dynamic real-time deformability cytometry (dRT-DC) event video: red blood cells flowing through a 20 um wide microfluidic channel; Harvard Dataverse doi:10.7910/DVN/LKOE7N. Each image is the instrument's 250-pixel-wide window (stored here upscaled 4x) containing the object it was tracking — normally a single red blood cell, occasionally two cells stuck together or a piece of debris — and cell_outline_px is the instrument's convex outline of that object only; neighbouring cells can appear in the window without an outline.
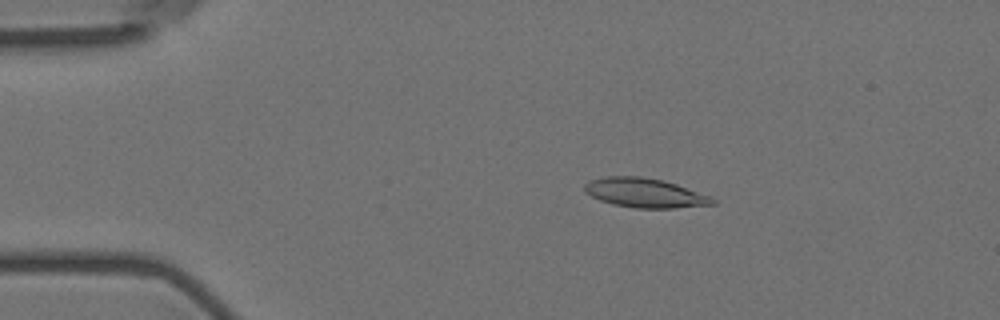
{"species": "Egyptian fruit bat (a non-hibernating species)", "species_latin": "Rousettus aegyptiacus", "temperature_condition": "room temperature", "stored_images_in_passage": 56, "camera_frame_rate_fps": 3000, "um_per_image_px": 0.085, "animal": {"sex": "female"}, "frame": {"image": 1, "passage_image": 10, "time_ms": 3.0, "image_size_px": [1000, 320], "cell_outline_px": [[716, 204], [672, 208], [636, 208], [612, 204], [600, 200], [584, 192], [584, 184], [588, 180], [604, 176], [640, 176], [664, 180], [712, 196], [716, 200]], "centroid_in_image_um": [54.8, 16.39], "position_along_channel_um": 30.2, "area_um2": 22.08}}
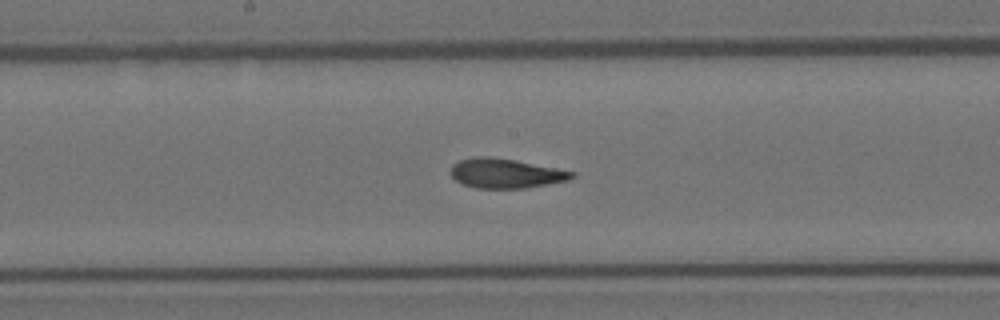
{"frame": {"image": 2, "passage_image": 29, "time_ms": 9.333, "image_size_px": [1000, 320], "cell_outline_px": [[576, 176], [568, 180], [524, 188], [476, 188], [460, 184], [448, 172], [452, 164], [460, 160], [472, 156], [492, 156], [516, 160], [576, 172]], "centroid_in_image_um": [42.92, 14.72], "position_along_channel_um": 205.3, "area_um2": 21.1}}
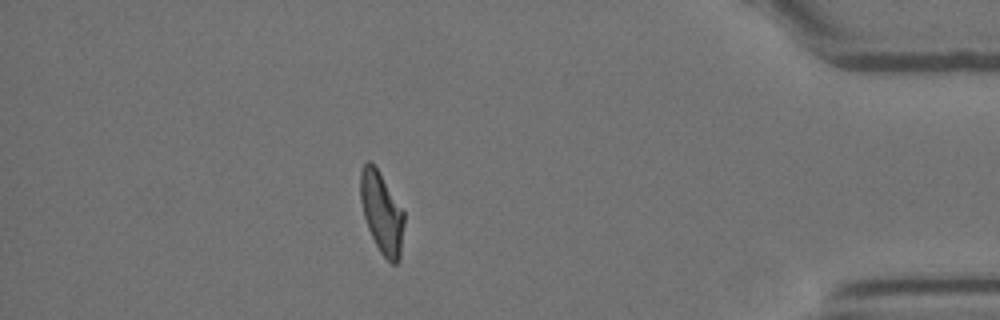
{"frame": {"image": 3, "passage_image": 49, "time_ms": 16.0, "image_size_px": [1000, 320], "cell_outline_px": [[404, 224], [400, 260], [396, 264], [392, 264], [380, 252], [368, 228], [364, 216], [360, 200], [360, 172], [364, 164], [368, 160], [372, 160], [404, 212]], "centroid_in_image_um": [32.44, 18.07], "position_along_channel_um": 402.8, "area_um2": 20.63}, "authors_computed_cell_mechanics": {"area_um2": 21.3282, "velocity_mm_per_s": 3.6103, "shape_relaxation_time_tau1_ms": 5.9903, "shape_relaxation_time_tau2_ms": 2.4677, "deformation_change_tau1": 0.2006, "deformation_change_tau2": 0.1058}}